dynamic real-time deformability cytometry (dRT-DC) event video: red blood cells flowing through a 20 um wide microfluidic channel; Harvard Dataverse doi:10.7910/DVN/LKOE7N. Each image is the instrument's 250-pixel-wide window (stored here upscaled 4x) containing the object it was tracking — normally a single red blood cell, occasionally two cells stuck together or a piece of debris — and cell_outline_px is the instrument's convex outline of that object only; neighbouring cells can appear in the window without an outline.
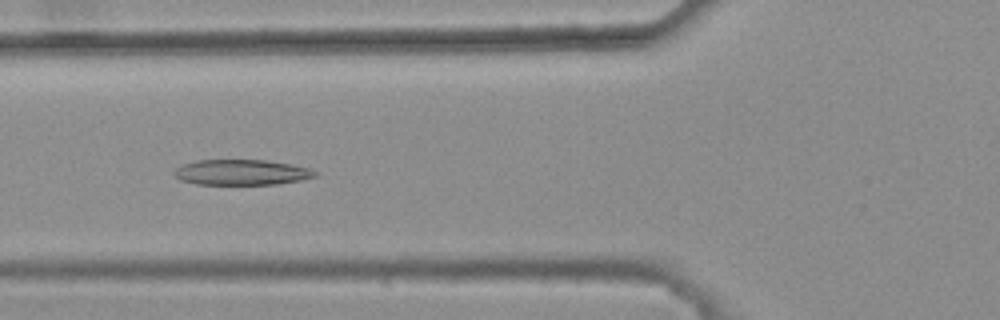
{"species": "common noctule bat (a hibernating species)", "species_latin": "Nyctalus noctula", "temperature_condition": "warm", "stored_images_in_passage": 45, "camera_frame_rate_fps": 3000, "um_per_image_px": 0.085, "animal": {"sex": "female", "body_mass_g": 25.1}, "frame": {"image": 1, "passage_image": 20, "time_ms": 6.333, "image_size_px": [1000, 320], "cell_outline_px": [[320, 172], [316, 176], [300, 180], [276, 184], [196, 184], [180, 180], [172, 172], [180, 164], [196, 160], [264, 160], [292, 164], [308, 168]], "centroid_in_image_um": [20.51, 14.64], "position_along_channel_um": 105.3, "area_um2": 20.98}}
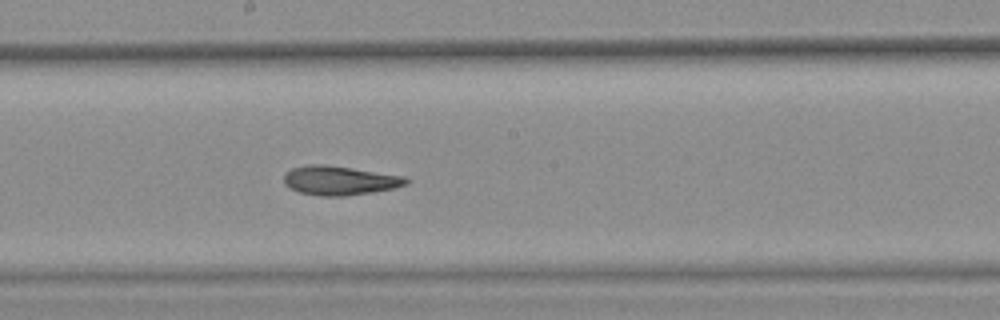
{"frame": {"image": 2, "passage_image": 29, "time_ms": 9.333, "image_size_px": [1000, 320], "cell_outline_px": [[412, 180], [408, 184], [396, 188], [372, 192], [344, 196], [320, 196], [300, 192], [288, 188], [284, 184], [284, 172], [292, 168], [308, 164], [324, 164], [352, 168], [404, 176]], "centroid_in_image_um": [28.87, 15.34], "position_along_channel_um": 219.3, "area_um2": 20.98}}
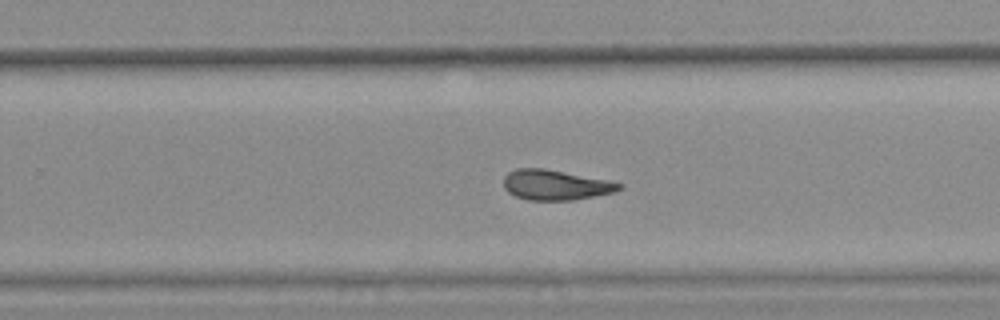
{"frame": {"image": 3, "passage_image": 34, "time_ms": 11.0, "image_size_px": [1000, 320], "cell_outline_px": [[624, 188], [616, 192], [576, 200], [528, 200], [516, 196], [508, 192], [504, 188], [504, 176], [508, 172], [516, 168], [544, 168], [624, 184]], "centroid_in_image_um": [47.22, 15.73], "position_along_channel_um": 282.6, "area_um2": 20.29}, "authors_computed_cell_mechanics": {"area_um2": 21.1548, "velocity_mm_per_s": 3.8031, "shape_relaxation_time_tau1_ms": null, "shape_relaxation_time_tau2_ms": 4.3622, "deformation_change_tau1": null, "deformation_change_tau2": 0.1241}}